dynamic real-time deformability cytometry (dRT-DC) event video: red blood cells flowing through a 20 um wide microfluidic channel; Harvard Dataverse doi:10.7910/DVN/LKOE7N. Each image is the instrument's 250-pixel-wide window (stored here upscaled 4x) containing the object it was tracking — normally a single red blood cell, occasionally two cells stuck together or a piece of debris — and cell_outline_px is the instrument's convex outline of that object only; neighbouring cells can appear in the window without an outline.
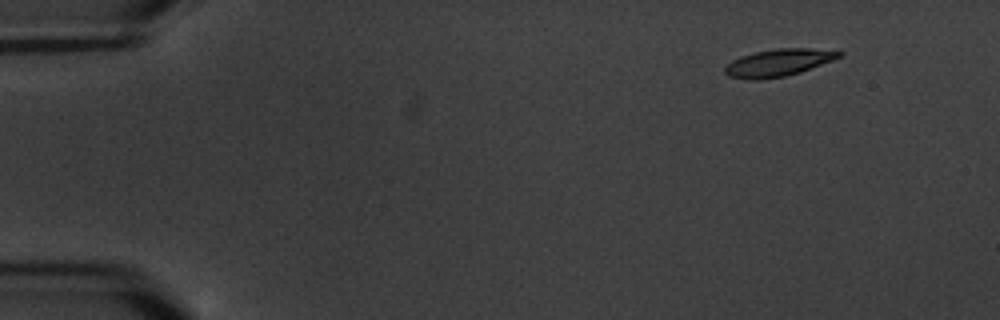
{"species": "common noctule bat (a hibernating species)", "species_latin": "Nyctalus noctula", "temperature_condition": "warm", "stored_images_in_passage": 8, "camera_frame_rate_fps": 3000, "um_per_image_px": 0.085, "animal": {"sex": "male", "body_mass_g": 20.1, "forearm_length_mm": 53.5}, "frame": {"image": 1, "passage_image": 2, "time_ms": 1.333, "image_size_px": [1000, 320], "cell_outline_px": [[844, 52], [840, 56], [832, 60], [800, 72], [784, 76], [756, 80], [752, 80], [728, 76], [724, 72], [724, 68], [732, 60], [740, 56], [756, 52], [776, 48], [808, 48]], "centroid_in_image_um": [66.12, 5.33], "position_along_channel_um": 18.9, "area_um2": 17.86}}
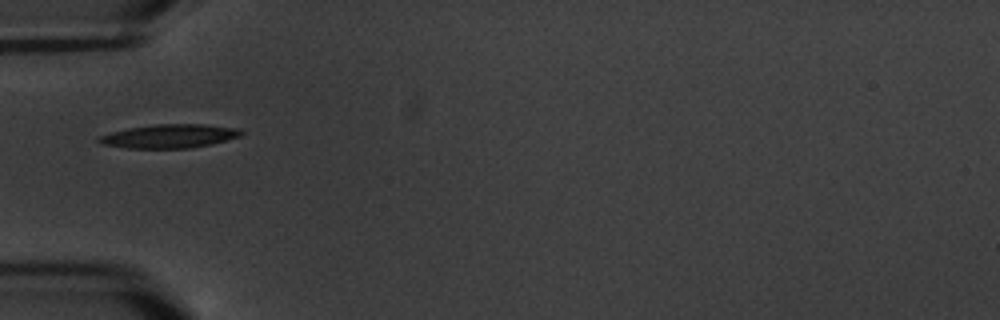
{"frame": {"image": 2, "passage_image": 6, "time_ms": 6.0, "image_size_px": [1000, 320], "cell_outline_px": [[244, 132], [240, 136], [212, 144], [188, 148], [124, 148], [104, 144], [96, 140], [100, 136], [108, 132], [128, 128], [156, 124], [204, 124], [240, 128]], "centroid_in_image_um": [14.41, 11.56], "position_along_channel_um": 70.6, "area_um2": 19.71}}
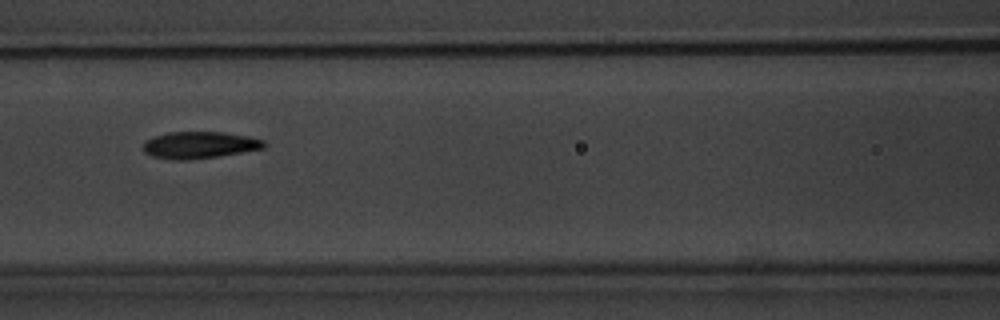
{"frame": {"image": 3, "passage_image": 8, "time_ms": 8.333, "image_size_px": [1000, 320], "cell_outline_px": [[268, 144], [264, 148], [216, 156], [188, 160], [172, 160], [152, 156], [144, 152], [144, 140], [168, 132], [224, 132], [248, 136], [264, 140]], "centroid_in_image_um": [16.95, 12.32], "position_along_channel_um": 149.6, "area_um2": 18.84}}